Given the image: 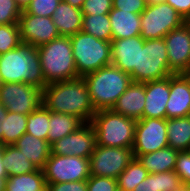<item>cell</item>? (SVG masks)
<instances>
[{"mask_svg":"<svg viewBox=\"0 0 190 191\" xmlns=\"http://www.w3.org/2000/svg\"><path fill=\"white\" fill-rule=\"evenodd\" d=\"M42 105L52 112L76 116L84 123L96 113L83 77L47 84Z\"/></svg>","mask_w":190,"mask_h":191,"instance_id":"cell-1","label":"cell"},{"mask_svg":"<svg viewBox=\"0 0 190 191\" xmlns=\"http://www.w3.org/2000/svg\"><path fill=\"white\" fill-rule=\"evenodd\" d=\"M11 82L27 83L42 90L47 86L35 46L21 42L0 55V83Z\"/></svg>","mask_w":190,"mask_h":191,"instance_id":"cell-2","label":"cell"},{"mask_svg":"<svg viewBox=\"0 0 190 191\" xmlns=\"http://www.w3.org/2000/svg\"><path fill=\"white\" fill-rule=\"evenodd\" d=\"M83 78L96 111L112 109L118 98L133 82L130 74L112 64L90 72Z\"/></svg>","mask_w":190,"mask_h":191,"instance_id":"cell-3","label":"cell"},{"mask_svg":"<svg viewBox=\"0 0 190 191\" xmlns=\"http://www.w3.org/2000/svg\"><path fill=\"white\" fill-rule=\"evenodd\" d=\"M47 84L80 77L77 73L69 36H60L37 48Z\"/></svg>","mask_w":190,"mask_h":191,"instance_id":"cell-4","label":"cell"},{"mask_svg":"<svg viewBox=\"0 0 190 191\" xmlns=\"http://www.w3.org/2000/svg\"><path fill=\"white\" fill-rule=\"evenodd\" d=\"M136 122L112 109L96 111L90 121L96 134V145L132 148Z\"/></svg>","mask_w":190,"mask_h":191,"instance_id":"cell-5","label":"cell"},{"mask_svg":"<svg viewBox=\"0 0 190 191\" xmlns=\"http://www.w3.org/2000/svg\"><path fill=\"white\" fill-rule=\"evenodd\" d=\"M73 57L80 77L111 65V42L79 31L70 36Z\"/></svg>","mask_w":190,"mask_h":191,"instance_id":"cell-6","label":"cell"},{"mask_svg":"<svg viewBox=\"0 0 190 191\" xmlns=\"http://www.w3.org/2000/svg\"><path fill=\"white\" fill-rule=\"evenodd\" d=\"M173 75L169 70L164 38L146 39L139 45L138 68L130 74L133 82L146 83Z\"/></svg>","mask_w":190,"mask_h":191,"instance_id":"cell-7","label":"cell"},{"mask_svg":"<svg viewBox=\"0 0 190 191\" xmlns=\"http://www.w3.org/2000/svg\"><path fill=\"white\" fill-rule=\"evenodd\" d=\"M186 21L166 2L147 4L141 13V32L143 39L164 38L170 31Z\"/></svg>","mask_w":190,"mask_h":191,"instance_id":"cell-8","label":"cell"},{"mask_svg":"<svg viewBox=\"0 0 190 191\" xmlns=\"http://www.w3.org/2000/svg\"><path fill=\"white\" fill-rule=\"evenodd\" d=\"M134 158L132 148L96 145L89 158L90 175L117 179Z\"/></svg>","mask_w":190,"mask_h":191,"instance_id":"cell-9","label":"cell"},{"mask_svg":"<svg viewBox=\"0 0 190 191\" xmlns=\"http://www.w3.org/2000/svg\"><path fill=\"white\" fill-rule=\"evenodd\" d=\"M46 184L84 181L90 177L89 158L51 154L42 169Z\"/></svg>","mask_w":190,"mask_h":191,"instance_id":"cell-10","label":"cell"},{"mask_svg":"<svg viewBox=\"0 0 190 191\" xmlns=\"http://www.w3.org/2000/svg\"><path fill=\"white\" fill-rule=\"evenodd\" d=\"M43 90L27 83H0V103L9 112L28 115L42 105Z\"/></svg>","mask_w":190,"mask_h":191,"instance_id":"cell-11","label":"cell"},{"mask_svg":"<svg viewBox=\"0 0 190 191\" xmlns=\"http://www.w3.org/2000/svg\"><path fill=\"white\" fill-rule=\"evenodd\" d=\"M168 147L166 119L141 118L136 122L134 155L155 152Z\"/></svg>","mask_w":190,"mask_h":191,"instance_id":"cell-12","label":"cell"},{"mask_svg":"<svg viewBox=\"0 0 190 191\" xmlns=\"http://www.w3.org/2000/svg\"><path fill=\"white\" fill-rule=\"evenodd\" d=\"M169 70L173 74L190 72V25L183 23L170 31L165 37Z\"/></svg>","mask_w":190,"mask_h":191,"instance_id":"cell-13","label":"cell"},{"mask_svg":"<svg viewBox=\"0 0 190 191\" xmlns=\"http://www.w3.org/2000/svg\"><path fill=\"white\" fill-rule=\"evenodd\" d=\"M96 147V134L90 122L51 144V154L90 158Z\"/></svg>","mask_w":190,"mask_h":191,"instance_id":"cell-14","label":"cell"},{"mask_svg":"<svg viewBox=\"0 0 190 191\" xmlns=\"http://www.w3.org/2000/svg\"><path fill=\"white\" fill-rule=\"evenodd\" d=\"M21 41L38 48L60 37L51 17H41L22 11L18 21Z\"/></svg>","mask_w":190,"mask_h":191,"instance_id":"cell-15","label":"cell"},{"mask_svg":"<svg viewBox=\"0 0 190 191\" xmlns=\"http://www.w3.org/2000/svg\"><path fill=\"white\" fill-rule=\"evenodd\" d=\"M190 116V76L170 75V95L166 104V119Z\"/></svg>","mask_w":190,"mask_h":191,"instance_id":"cell-16","label":"cell"},{"mask_svg":"<svg viewBox=\"0 0 190 191\" xmlns=\"http://www.w3.org/2000/svg\"><path fill=\"white\" fill-rule=\"evenodd\" d=\"M141 35L132 38L112 39L111 64L131 74L138 68L139 45H144Z\"/></svg>","mask_w":190,"mask_h":191,"instance_id":"cell-17","label":"cell"},{"mask_svg":"<svg viewBox=\"0 0 190 191\" xmlns=\"http://www.w3.org/2000/svg\"><path fill=\"white\" fill-rule=\"evenodd\" d=\"M145 107L142 118L166 119V104L170 95V76L145 83Z\"/></svg>","mask_w":190,"mask_h":191,"instance_id":"cell-18","label":"cell"},{"mask_svg":"<svg viewBox=\"0 0 190 191\" xmlns=\"http://www.w3.org/2000/svg\"><path fill=\"white\" fill-rule=\"evenodd\" d=\"M145 83L132 82L118 98L112 110L136 121L143 117L145 107Z\"/></svg>","mask_w":190,"mask_h":191,"instance_id":"cell-19","label":"cell"},{"mask_svg":"<svg viewBox=\"0 0 190 191\" xmlns=\"http://www.w3.org/2000/svg\"><path fill=\"white\" fill-rule=\"evenodd\" d=\"M112 39L132 38L140 35L141 14L112 8L109 12Z\"/></svg>","mask_w":190,"mask_h":191,"instance_id":"cell-20","label":"cell"},{"mask_svg":"<svg viewBox=\"0 0 190 191\" xmlns=\"http://www.w3.org/2000/svg\"><path fill=\"white\" fill-rule=\"evenodd\" d=\"M52 20L60 36H72L82 31L83 14L81 9L61 1L52 15Z\"/></svg>","mask_w":190,"mask_h":191,"instance_id":"cell-21","label":"cell"},{"mask_svg":"<svg viewBox=\"0 0 190 191\" xmlns=\"http://www.w3.org/2000/svg\"><path fill=\"white\" fill-rule=\"evenodd\" d=\"M14 145L37 169H43L51 155V145L44 139L24 133Z\"/></svg>","mask_w":190,"mask_h":191,"instance_id":"cell-22","label":"cell"},{"mask_svg":"<svg viewBox=\"0 0 190 191\" xmlns=\"http://www.w3.org/2000/svg\"><path fill=\"white\" fill-rule=\"evenodd\" d=\"M177 156L178 150L168 146L152 153L135 155V158L149 173H161L174 171Z\"/></svg>","mask_w":190,"mask_h":191,"instance_id":"cell-23","label":"cell"},{"mask_svg":"<svg viewBox=\"0 0 190 191\" xmlns=\"http://www.w3.org/2000/svg\"><path fill=\"white\" fill-rule=\"evenodd\" d=\"M168 146L178 151L190 147V116L166 119Z\"/></svg>","mask_w":190,"mask_h":191,"instance_id":"cell-24","label":"cell"},{"mask_svg":"<svg viewBox=\"0 0 190 191\" xmlns=\"http://www.w3.org/2000/svg\"><path fill=\"white\" fill-rule=\"evenodd\" d=\"M84 122L76 116L50 111L47 142L51 145L68 134L76 131Z\"/></svg>","mask_w":190,"mask_h":191,"instance_id":"cell-25","label":"cell"},{"mask_svg":"<svg viewBox=\"0 0 190 191\" xmlns=\"http://www.w3.org/2000/svg\"><path fill=\"white\" fill-rule=\"evenodd\" d=\"M2 158L8 177L37 170L35 165L14 144L2 146Z\"/></svg>","mask_w":190,"mask_h":191,"instance_id":"cell-26","label":"cell"},{"mask_svg":"<svg viewBox=\"0 0 190 191\" xmlns=\"http://www.w3.org/2000/svg\"><path fill=\"white\" fill-rule=\"evenodd\" d=\"M5 191H46L43 170L7 177Z\"/></svg>","mask_w":190,"mask_h":191,"instance_id":"cell-27","label":"cell"},{"mask_svg":"<svg viewBox=\"0 0 190 191\" xmlns=\"http://www.w3.org/2000/svg\"><path fill=\"white\" fill-rule=\"evenodd\" d=\"M82 31L97 39L107 42L112 41V30L109 14L105 15H83Z\"/></svg>","mask_w":190,"mask_h":191,"instance_id":"cell-28","label":"cell"},{"mask_svg":"<svg viewBox=\"0 0 190 191\" xmlns=\"http://www.w3.org/2000/svg\"><path fill=\"white\" fill-rule=\"evenodd\" d=\"M149 172L134 158L126 169L117 178L118 190L120 191H133L135 187L142 182Z\"/></svg>","mask_w":190,"mask_h":191,"instance_id":"cell-29","label":"cell"},{"mask_svg":"<svg viewBox=\"0 0 190 191\" xmlns=\"http://www.w3.org/2000/svg\"><path fill=\"white\" fill-rule=\"evenodd\" d=\"M27 115L7 111L3 130V145H13L26 133Z\"/></svg>","mask_w":190,"mask_h":191,"instance_id":"cell-30","label":"cell"},{"mask_svg":"<svg viewBox=\"0 0 190 191\" xmlns=\"http://www.w3.org/2000/svg\"><path fill=\"white\" fill-rule=\"evenodd\" d=\"M50 111L43 105L27 115L26 133L47 141Z\"/></svg>","mask_w":190,"mask_h":191,"instance_id":"cell-31","label":"cell"},{"mask_svg":"<svg viewBox=\"0 0 190 191\" xmlns=\"http://www.w3.org/2000/svg\"><path fill=\"white\" fill-rule=\"evenodd\" d=\"M21 42L18 24L0 25V55L16 48Z\"/></svg>","mask_w":190,"mask_h":191,"instance_id":"cell-32","label":"cell"},{"mask_svg":"<svg viewBox=\"0 0 190 191\" xmlns=\"http://www.w3.org/2000/svg\"><path fill=\"white\" fill-rule=\"evenodd\" d=\"M157 191H178L184 185L175 171L156 173Z\"/></svg>","mask_w":190,"mask_h":191,"instance_id":"cell-33","label":"cell"},{"mask_svg":"<svg viewBox=\"0 0 190 191\" xmlns=\"http://www.w3.org/2000/svg\"><path fill=\"white\" fill-rule=\"evenodd\" d=\"M21 13L15 0H0V25L18 24Z\"/></svg>","mask_w":190,"mask_h":191,"instance_id":"cell-34","label":"cell"},{"mask_svg":"<svg viewBox=\"0 0 190 191\" xmlns=\"http://www.w3.org/2000/svg\"><path fill=\"white\" fill-rule=\"evenodd\" d=\"M61 1L62 0H32L25 11L29 14L41 17H52Z\"/></svg>","mask_w":190,"mask_h":191,"instance_id":"cell-35","label":"cell"},{"mask_svg":"<svg viewBox=\"0 0 190 191\" xmlns=\"http://www.w3.org/2000/svg\"><path fill=\"white\" fill-rule=\"evenodd\" d=\"M113 8V0H85L82 6L83 15H105Z\"/></svg>","mask_w":190,"mask_h":191,"instance_id":"cell-36","label":"cell"},{"mask_svg":"<svg viewBox=\"0 0 190 191\" xmlns=\"http://www.w3.org/2000/svg\"><path fill=\"white\" fill-rule=\"evenodd\" d=\"M174 171L179 175L184 186L190 187V152L178 151Z\"/></svg>","mask_w":190,"mask_h":191,"instance_id":"cell-37","label":"cell"},{"mask_svg":"<svg viewBox=\"0 0 190 191\" xmlns=\"http://www.w3.org/2000/svg\"><path fill=\"white\" fill-rule=\"evenodd\" d=\"M117 179L92 176L87 179V191H117Z\"/></svg>","mask_w":190,"mask_h":191,"instance_id":"cell-38","label":"cell"},{"mask_svg":"<svg viewBox=\"0 0 190 191\" xmlns=\"http://www.w3.org/2000/svg\"><path fill=\"white\" fill-rule=\"evenodd\" d=\"M146 5L145 0H113V8L135 14H141Z\"/></svg>","mask_w":190,"mask_h":191,"instance_id":"cell-39","label":"cell"},{"mask_svg":"<svg viewBox=\"0 0 190 191\" xmlns=\"http://www.w3.org/2000/svg\"><path fill=\"white\" fill-rule=\"evenodd\" d=\"M46 191H87V180L46 184Z\"/></svg>","mask_w":190,"mask_h":191,"instance_id":"cell-40","label":"cell"},{"mask_svg":"<svg viewBox=\"0 0 190 191\" xmlns=\"http://www.w3.org/2000/svg\"><path fill=\"white\" fill-rule=\"evenodd\" d=\"M187 21L190 18V0H164Z\"/></svg>","mask_w":190,"mask_h":191,"instance_id":"cell-41","label":"cell"},{"mask_svg":"<svg viewBox=\"0 0 190 191\" xmlns=\"http://www.w3.org/2000/svg\"><path fill=\"white\" fill-rule=\"evenodd\" d=\"M133 191H157L156 173H149L148 176L140 182Z\"/></svg>","mask_w":190,"mask_h":191,"instance_id":"cell-42","label":"cell"},{"mask_svg":"<svg viewBox=\"0 0 190 191\" xmlns=\"http://www.w3.org/2000/svg\"><path fill=\"white\" fill-rule=\"evenodd\" d=\"M7 115V109L0 103V143L3 145V130L5 125V118Z\"/></svg>","mask_w":190,"mask_h":191,"instance_id":"cell-43","label":"cell"},{"mask_svg":"<svg viewBox=\"0 0 190 191\" xmlns=\"http://www.w3.org/2000/svg\"><path fill=\"white\" fill-rule=\"evenodd\" d=\"M62 1L69 3L73 7L82 9L85 0H62Z\"/></svg>","mask_w":190,"mask_h":191,"instance_id":"cell-44","label":"cell"},{"mask_svg":"<svg viewBox=\"0 0 190 191\" xmlns=\"http://www.w3.org/2000/svg\"><path fill=\"white\" fill-rule=\"evenodd\" d=\"M15 1L20 10L24 11L29 6L32 0H15Z\"/></svg>","mask_w":190,"mask_h":191,"instance_id":"cell-45","label":"cell"},{"mask_svg":"<svg viewBox=\"0 0 190 191\" xmlns=\"http://www.w3.org/2000/svg\"><path fill=\"white\" fill-rule=\"evenodd\" d=\"M8 175L5 170L3 158H0V178H7Z\"/></svg>","mask_w":190,"mask_h":191,"instance_id":"cell-46","label":"cell"},{"mask_svg":"<svg viewBox=\"0 0 190 191\" xmlns=\"http://www.w3.org/2000/svg\"><path fill=\"white\" fill-rule=\"evenodd\" d=\"M6 179L7 178H0V191H5Z\"/></svg>","mask_w":190,"mask_h":191,"instance_id":"cell-47","label":"cell"},{"mask_svg":"<svg viewBox=\"0 0 190 191\" xmlns=\"http://www.w3.org/2000/svg\"><path fill=\"white\" fill-rule=\"evenodd\" d=\"M164 0H147L146 3L147 4H155V3H159V2H163Z\"/></svg>","mask_w":190,"mask_h":191,"instance_id":"cell-48","label":"cell"},{"mask_svg":"<svg viewBox=\"0 0 190 191\" xmlns=\"http://www.w3.org/2000/svg\"><path fill=\"white\" fill-rule=\"evenodd\" d=\"M178 191H190V187H186V186H184V187H182L180 190H178Z\"/></svg>","mask_w":190,"mask_h":191,"instance_id":"cell-49","label":"cell"},{"mask_svg":"<svg viewBox=\"0 0 190 191\" xmlns=\"http://www.w3.org/2000/svg\"><path fill=\"white\" fill-rule=\"evenodd\" d=\"M2 144L0 143V158L2 157Z\"/></svg>","mask_w":190,"mask_h":191,"instance_id":"cell-50","label":"cell"}]
</instances>
